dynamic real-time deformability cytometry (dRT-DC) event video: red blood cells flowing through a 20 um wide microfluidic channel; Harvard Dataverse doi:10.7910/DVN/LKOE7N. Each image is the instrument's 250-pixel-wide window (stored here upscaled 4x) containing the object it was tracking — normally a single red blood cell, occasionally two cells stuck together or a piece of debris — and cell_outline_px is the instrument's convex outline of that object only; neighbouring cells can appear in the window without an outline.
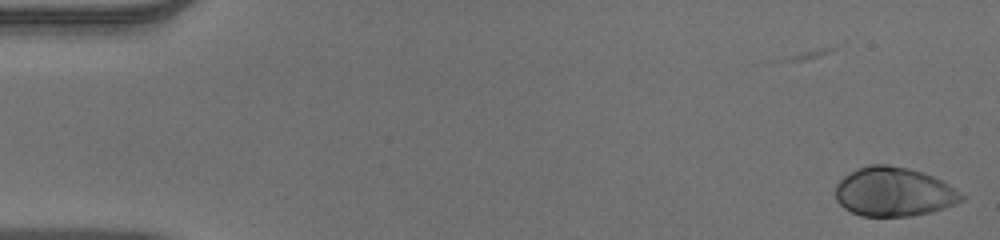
{"species": "human", "species_latin": "Homo sapiens", "temperature_condition": "warm", "stored_images_in_passage": 53, "camera_frame_rate_fps": 3000, "um_per_image_px": 0.085, "donor": {"sex": "male"}, "frame": {"image": 1, "passage_image": 1, "time_ms": 0.0, "image_size_px": [1000, 240], "cell_outline_px": [[964, 200], [944, 208], [932, 212], [912, 216], [860, 216], [844, 208], [836, 200], [836, 184], [844, 176], [868, 164], [888, 164], [908, 168], [924, 172], [948, 184], [960, 192], [964, 196]], "centroid_in_image_um": [75.98, 16.31], "position_along_channel_um": 9.0, "area_um2": 36.07}}
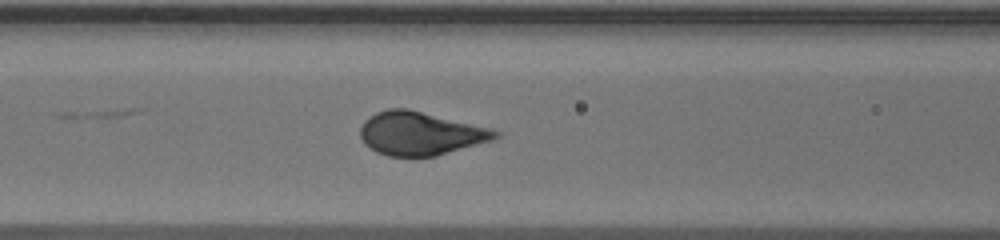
{"frame": {"image": 2, "passage_image": 22, "time_ms": 7.0, "image_size_px": [1000, 240], "cell_outline_px": [[500, 136], [492, 140], [436, 156], [388, 156], [376, 152], [364, 144], [360, 136], [360, 128], [364, 120], [376, 112], [388, 108], [408, 108], [488, 128], [500, 132]], "centroid_in_image_um": [35.68, 11.34], "position_along_channel_um": 130.9, "area_um2": 33.93}}
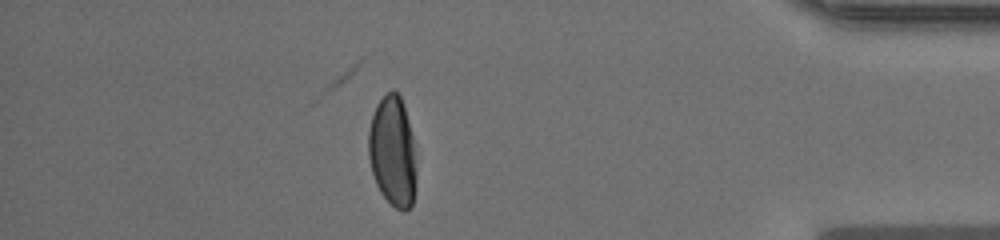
{"frame": {"image": 3, "passage_image": 46, "time_ms": 15.0, "image_size_px": [1000, 240], "cell_outline_px": [[416, 176], [412, 204], [404, 212], [396, 208], [380, 192], [376, 184], [372, 172], [368, 156], [368, 132], [372, 116], [376, 104], [392, 88], [400, 96], [404, 108], [412, 136], [416, 168]], "centroid_in_image_um": [33.36, 12.88], "position_along_channel_um": 401.8, "area_um2": 30.52}, "authors_computed_cell_mechanics": {"area_um2": 34.68, "velocity_mm_per_s": 3.8789, "shape_relaxation_time_tau1_ms": 2.9486, "shape_relaxation_time_tau2_ms": null, "deformation_change_tau1": 0.1956, "deformation_change_tau2": null}}